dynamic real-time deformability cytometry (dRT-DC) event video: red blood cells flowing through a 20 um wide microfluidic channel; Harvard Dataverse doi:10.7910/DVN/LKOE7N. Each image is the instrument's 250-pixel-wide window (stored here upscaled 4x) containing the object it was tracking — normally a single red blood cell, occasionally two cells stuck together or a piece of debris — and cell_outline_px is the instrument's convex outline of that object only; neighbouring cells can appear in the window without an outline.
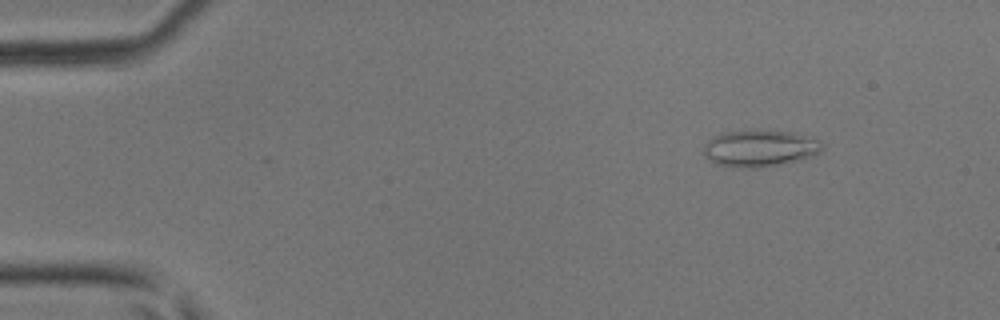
{"species": "common noctule bat (a hibernating species)", "species_latin": "Nyctalus noctula", "temperature_condition": "room temperature", "stored_images_in_passage": 49, "camera_frame_rate_fps": 3000, "um_per_image_px": 0.085, "animal": {"sex": "male", "body_mass_g": 17.9, "forearm_length_mm": 54.2}, "frame": {"image": 1, "passage_image": 6, "time_ms": 1.667, "image_size_px": [1000, 320], "cell_outline_px": [[824, 148], [820, 152], [800, 160], [780, 164], [752, 168], [740, 168], [716, 164], [708, 160], [704, 156], [704, 144], [712, 136], [720, 132], [756, 128], [760, 128], [792, 132], [816, 140], [824, 144]], "centroid_in_image_um": [64.52, 12.57], "position_along_channel_um": 20.5, "area_um2": 25.95}}
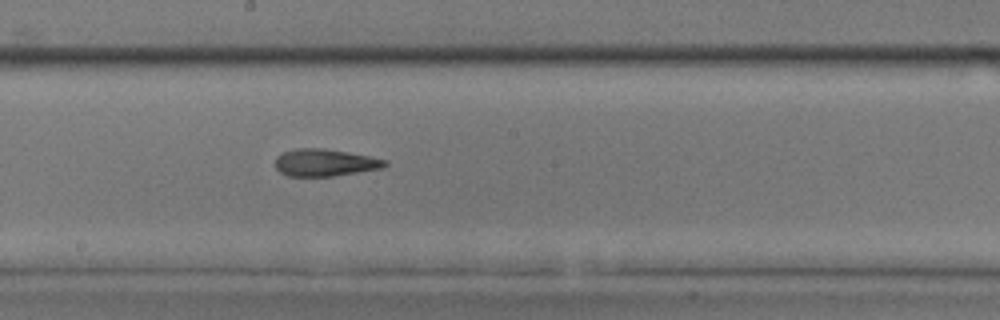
{"frame": {"image": 2, "passage_image": 27, "time_ms": 8.667, "image_size_px": [1000, 320], "cell_outline_px": [[388, 164], [384, 168], [332, 176], [288, 176], [280, 172], [276, 168], [276, 156], [284, 152], [296, 148], [324, 148], [348, 152], [388, 160]], "centroid_in_image_um": [27.63, 13.82], "position_along_channel_um": 220.6, "area_um2": 17.4}}
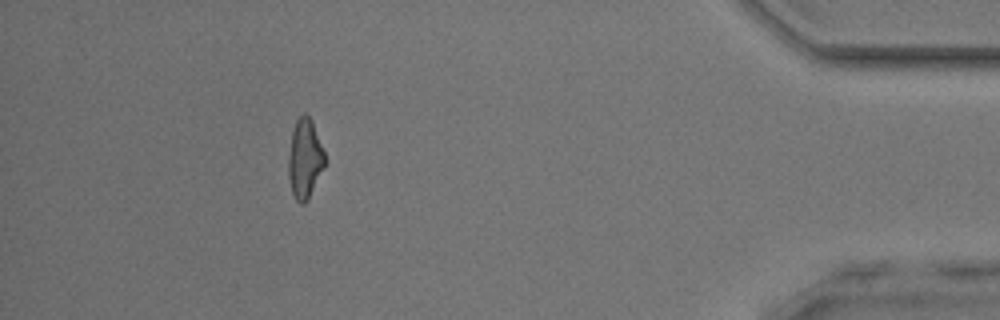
{"frame": {"image": 3, "passage_image": 44, "time_ms": 14.333, "image_size_px": [1000, 320], "cell_outline_px": [[328, 160], [308, 200], [304, 204], [300, 204], [296, 200], [292, 192], [288, 176], [288, 156], [292, 132], [296, 120], [304, 112], [312, 120]], "centroid_in_image_um": [25.93, 13.5], "position_along_channel_um": 409.3, "area_um2": 17.17}, "authors_computed_cell_mechanics": {"area_um2": 17.6868, "velocity_mm_per_s": 4.2511, "shape_relaxation_time_tau1_ms": null, "shape_relaxation_time_tau2_ms": 3.4221, "deformation_change_tau1": null, "deformation_change_tau2": 0.1571}}